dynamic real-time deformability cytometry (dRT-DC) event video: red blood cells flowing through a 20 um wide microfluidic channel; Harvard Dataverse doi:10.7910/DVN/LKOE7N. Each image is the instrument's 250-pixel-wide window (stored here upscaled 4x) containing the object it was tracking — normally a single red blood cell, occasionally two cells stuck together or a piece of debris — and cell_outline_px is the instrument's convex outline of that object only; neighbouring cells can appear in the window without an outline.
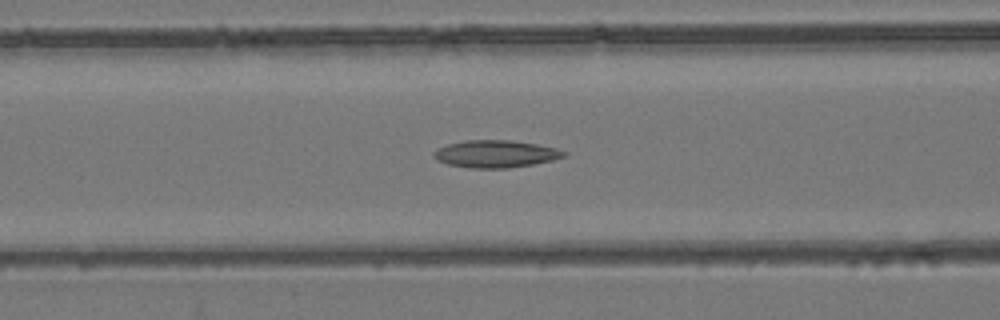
{"species": "common noctule bat (a hibernating species)", "species_latin": "Nyctalus noctula", "temperature_condition": "room temperature", "stored_images_in_passage": 52, "camera_frame_rate_fps": 3000, "um_per_image_px": 0.085, "animal": {"sex": "female", "body_mass_g": 24.6, "forearm_length_mm": 56.2}, "frame": {"image": 1, "passage_image": 23, "time_ms": 7.333, "image_size_px": [1000, 320], "cell_outline_px": [[568, 152], [564, 156], [552, 160], [532, 164], [508, 168], [468, 168], [448, 164], [440, 160], [436, 156], [436, 152], [440, 148], [448, 144], [468, 140], [512, 140], [536, 144], [556, 148]], "centroid_in_image_um": [42.19, 13.08], "position_along_channel_um": 124.4, "area_um2": 20.29}}
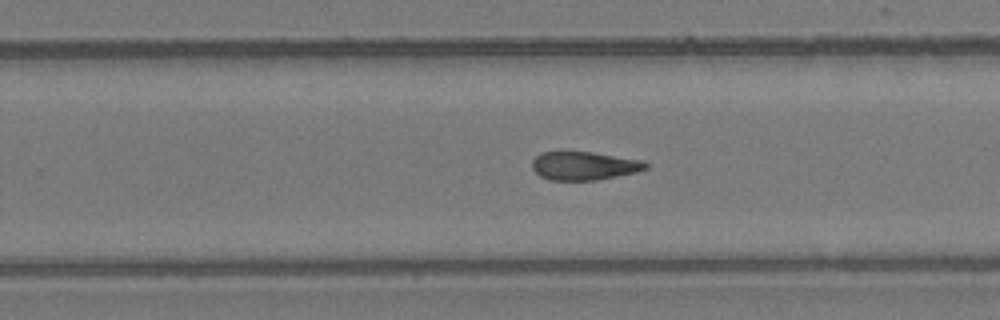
{"frame": {"image": 2, "passage_image": 35, "time_ms": 11.333, "image_size_px": [1000, 320], "cell_outline_px": [[648, 168], [636, 172], [596, 180], [552, 180], [540, 176], [532, 168], [532, 160], [540, 152], [592, 152], [640, 160], [648, 164]], "centroid_in_image_um": [49.62, 14.09], "position_along_channel_um": 280.2, "area_um2": 18.61}}
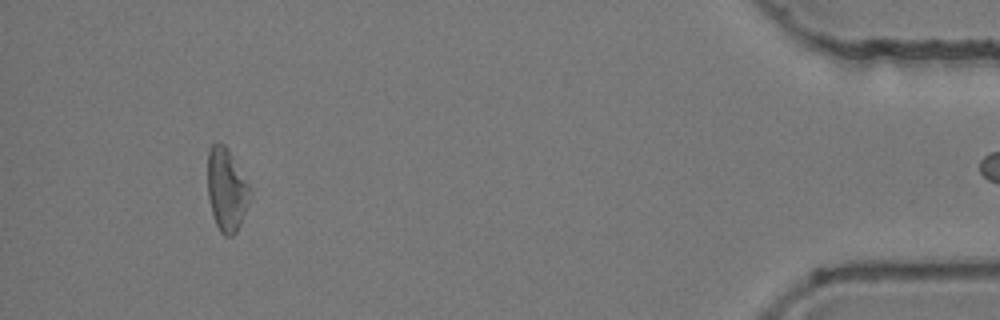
{"frame": {"image": 3, "passage_image": 51, "time_ms": 16.667, "image_size_px": [1000, 320], "cell_outline_px": [[252, 192], [240, 224], [236, 232], [232, 236], [224, 236], [220, 232], [216, 224], [212, 212], [208, 196], [208, 148], [216, 140], [220, 140], [224, 144], [248, 184]], "centroid_in_image_um": [19.23, 16.11], "position_along_channel_um": 416.0, "area_um2": 20.23}}